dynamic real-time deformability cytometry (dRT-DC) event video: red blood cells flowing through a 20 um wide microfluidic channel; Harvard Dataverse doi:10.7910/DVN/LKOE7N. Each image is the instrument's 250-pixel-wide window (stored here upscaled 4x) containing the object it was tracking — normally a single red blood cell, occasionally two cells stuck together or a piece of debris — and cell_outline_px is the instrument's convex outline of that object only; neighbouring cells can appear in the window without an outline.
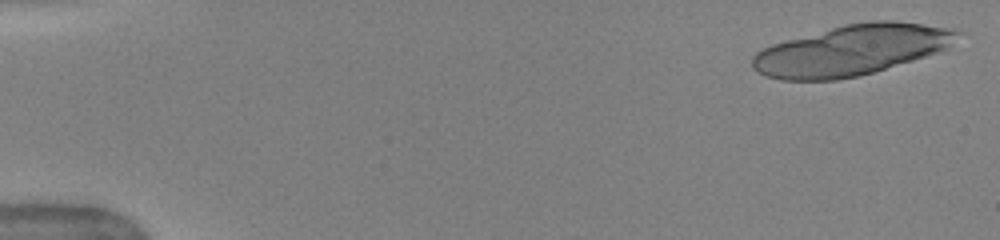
{"species": "human", "species_latin": "Homo sapiens", "temperature_condition": "warm", "stored_images_in_passage": 9, "camera_frame_rate_fps": 3000, "um_per_image_px": 0.085, "donor": {"sex": "female"}, "frame": {"image": 1, "passage_image": 1, "time_ms": 0.0, "image_size_px": [1000, 240], "cell_outline_px": [[968, 32], [944, 48], [936, 52], [912, 60], [872, 72], [856, 76], [836, 80], [780, 80], [764, 76], [752, 68], [752, 56], [756, 52], [772, 44], [844, 24], [872, 20], [896, 20], [952, 28]], "centroid_in_image_um": [72.39, 4.25], "position_along_channel_um": 12.6, "area_um2": 60.17}}